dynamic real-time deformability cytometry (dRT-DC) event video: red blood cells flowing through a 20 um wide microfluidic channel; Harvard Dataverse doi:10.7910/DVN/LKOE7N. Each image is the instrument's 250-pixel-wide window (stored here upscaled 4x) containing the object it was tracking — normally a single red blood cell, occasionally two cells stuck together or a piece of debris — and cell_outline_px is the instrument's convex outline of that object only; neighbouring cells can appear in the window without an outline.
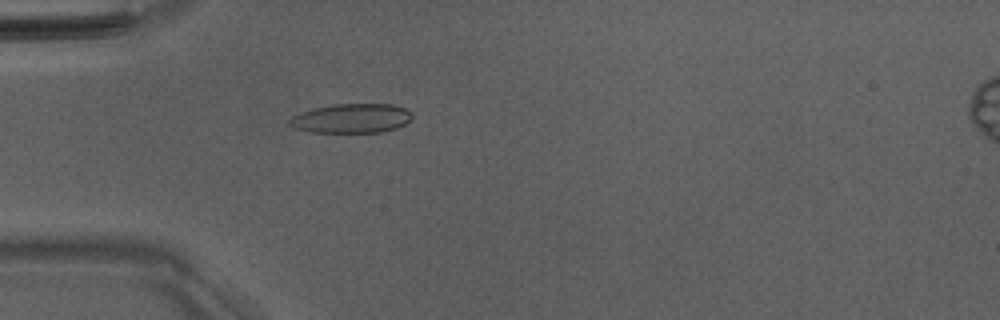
{"species": "Egyptian fruit bat (a non-hibernating species)", "species_latin": "Rousettus aegyptiacus", "temperature_condition": "room temperature", "stored_images_in_passage": 39, "camera_frame_rate_fps": 3000, "um_per_image_px": 0.085, "animal": {"sex": "male"}, "frame": {"image": 1, "passage_image": 3, "time_ms": 0.667, "image_size_px": [1000, 320], "cell_outline_px": [[412, 116], [404, 124], [396, 128], [380, 132], [312, 132], [296, 128], [288, 124], [288, 120], [292, 116], [300, 112], [332, 104], [392, 104], [404, 108], [412, 112]], "centroid_in_image_um": [29.86, 10.05], "position_along_channel_um": 55.1, "area_um2": 20.81}}
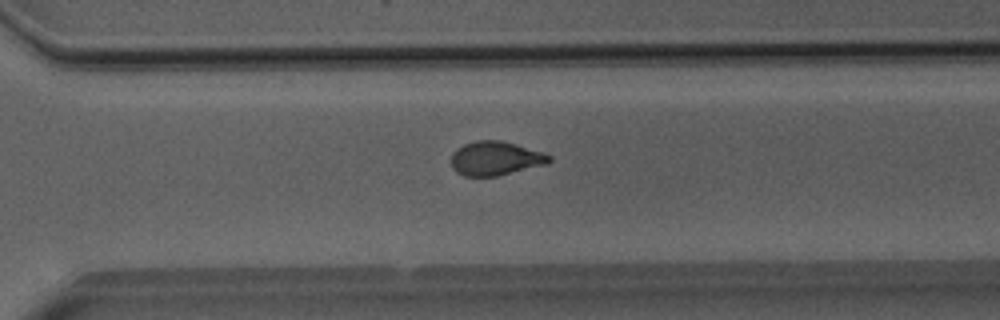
{"frame": {"image": 2, "passage_image": 24, "time_ms": 7.667, "image_size_px": [1000, 320], "cell_outline_px": [[552, 160], [548, 164], [496, 176], [464, 176], [456, 172], [452, 168], [452, 152], [456, 148], [464, 144], [476, 140], [500, 140], [516, 144], [544, 152], [552, 156]], "centroid_in_image_um": [42.13, 13.46], "position_along_channel_um": 328.5, "area_um2": 19.59}}
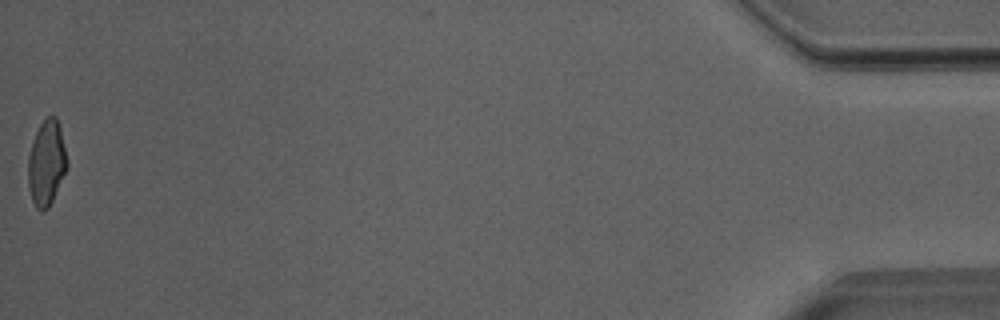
{"frame": {"image": 3, "passage_image": 39, "time_ms": 12.667, "image_size_px": [1000, 320], "cell_outline_px": [[68, 164], [52, 200], [48, 208], [36, 208], [32, 200], [28, 188], [28, 156], [32, 140], [40, 124], [48, 116], [56, 116], [60, 128]], "centroid_in_image_um": [3.93, 13.82], "position_along_channel_um": 431.3, "area_um2": 18.96}, "authors_computed_cell_mechanics": {"area_um2": 19.7098, "velocity_mm_per_s": 4.0196, "shape_relaxation_time_tau1_ms": 10.473, "shape_relaxation_time_tau2_ms": 1.9009, "deformation_change_tau1": 0.2332, "deformation_change_tau2": 0.0876}}